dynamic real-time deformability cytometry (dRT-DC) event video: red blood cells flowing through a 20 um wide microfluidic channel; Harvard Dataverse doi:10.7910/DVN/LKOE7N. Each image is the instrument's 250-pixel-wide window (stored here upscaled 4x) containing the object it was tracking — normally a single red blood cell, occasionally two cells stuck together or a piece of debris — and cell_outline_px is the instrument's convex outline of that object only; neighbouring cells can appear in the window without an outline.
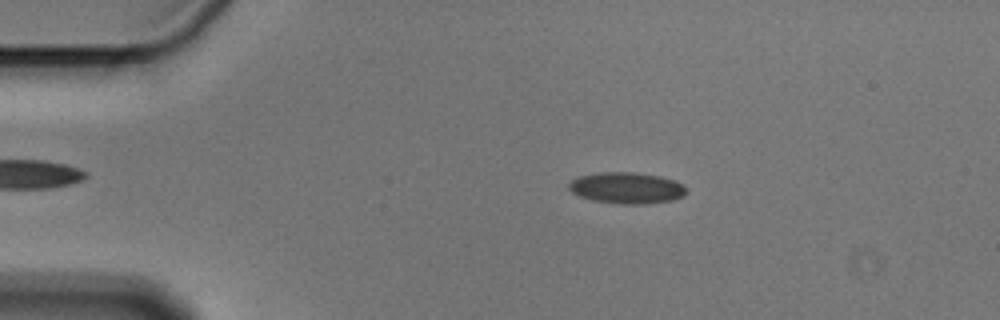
{"species": "Egyptian fruit bat (a non-hibernating species)", "species_latin": "Rousettus aegyptiacus", "temperature_condition": "cold", "stored_images_in_passage": 55, "camera_frame_rate_fps": 3000, "um_per_image_px": 0.085, "animal": {"sex": "male"}, "frame": {"image": 1, "passage_image": 10, "time_ms": 3.0, "image_size_px": [1000, 320], "cell_outline_px": [[688, 192], [684, 196], [672, 200], [648, 204], [616, 204], [592, 200], [580, 196], [572, 192], [568, 188], [568, 184], [576, 176], [600, 172], [632, 172], [660, 176], [684, 184], [688, 188]], "centroid_in_image_um": [53.28, 15.98], "position_along_channel_um": 31.7, "area_um2": 21.73}}
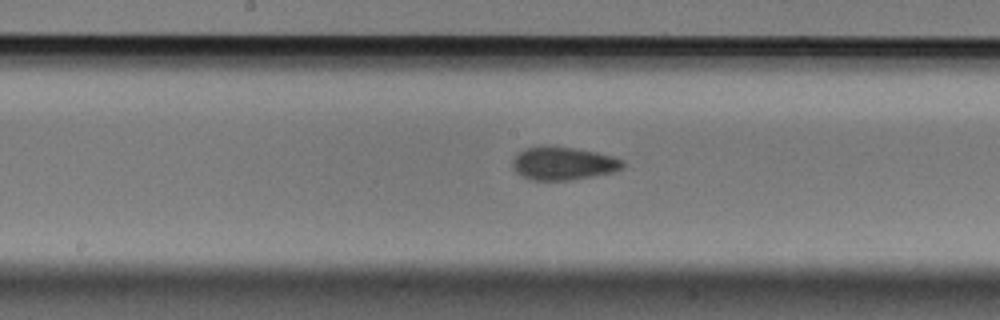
{"frame": {"image": 2, "passage_image": 28, "time_ms": 9.0, "image_size_px": [1000, 320], "cell_outline_px": [[624, 168], [616, 172], [572, 180], [532, 180], [516, 172], [512, 168], [512, 160], [524, 148], [576, 148], [596, 152], [612, 156], [624, 160]], "centroid_in_image_um": [47.94, 13.92], "position_along_channel_um": 200.3, "area_um2": 20.92}}
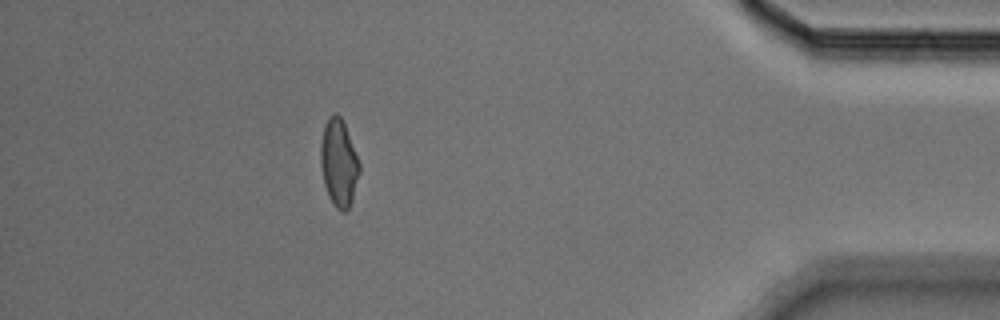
{"frame": {"image": 3, "passage_image": 49, "time_ms": 16.0, "image_size_px": [1000, 320], "cell_outline_px": [[360, 172], [352, 200], [348, 208], [344, 212], [340, 212], [336, 208], [328, 196], [324, 184], [320, 164], [320, 144], [324, 124], [328, 116], [336, 112], [340, 116], [344, 124], [360, 164]], "centroid_in_image_um": [28.78, 13.85], "position_along_channel_um": 406.4, "area_um2": 19.77}, "authors_computed_cell_mechanics": {"area_um2": 20.4034, "velocity_mm_per_s": 3.6029, "shape_relaxation_time_tau1_ms": 5.1528, "shape_relaxation_time_tau2_ms": 2.7315, "deformation_change_tau1": 0.1085, "deformation_change_tau2": 0.0779}}